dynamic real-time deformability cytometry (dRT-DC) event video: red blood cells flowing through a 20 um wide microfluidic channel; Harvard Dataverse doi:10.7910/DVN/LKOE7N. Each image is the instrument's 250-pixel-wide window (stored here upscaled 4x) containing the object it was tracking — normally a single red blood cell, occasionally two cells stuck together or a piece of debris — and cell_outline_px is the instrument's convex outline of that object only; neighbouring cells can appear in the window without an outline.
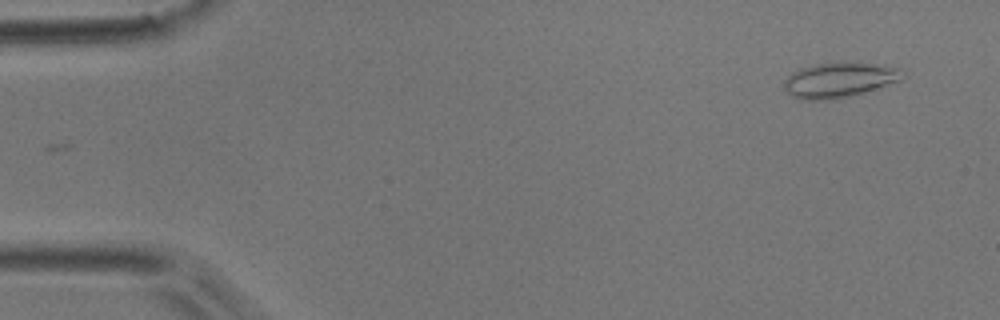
{"species": "common noctule bat (a hibernating species)", "species_latin": "Nyctalus noctula", "temperature_condition": "room temperature", "stored_images_in_passage": 19, "camera_frame_rate_fps": 3000, "um_per_image_px": 0.085, "animal": {"sex": "male", "body_mass_g": 17.9}, "frame": {"image": 1, "passage_image": 1, "time_ms": 0.0, "image_size_px": [1000, 320], "cell_outline_px": [[908, 76], [900, 80], [880, 88], [848, 96], [824, 100], [808, 100], [792, 96], [784, 88], [784, 80], [792, 72], [800, 68], [816, 64], [844, 60], [880, 64], [900, 68]], "centroid_in_image_um": [71.4, 6.76], "position_along_channel_um": 13.6, "area_um2": 24.68}}
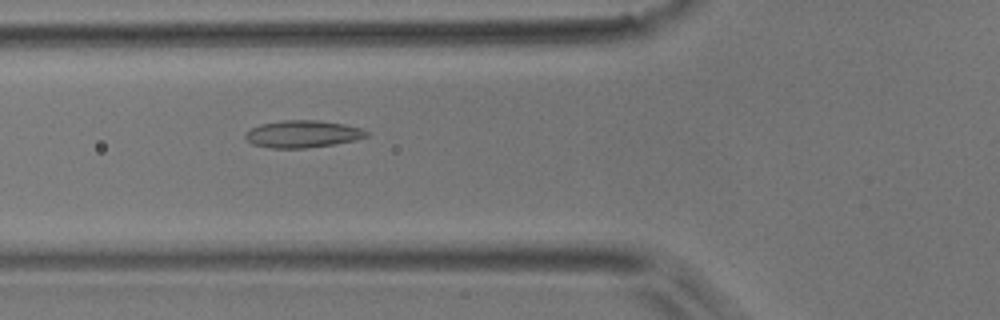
{"frame": {"image": 2, "passage_image": 16, "time_ms": 5.0, "image_size_px": [1000, 320], "cell_outline_px": [[368, 136], [356, 140], [308, 148], [272, 148], [252, 144], [244, 136], [252, 128], [260, 124], [284, 120], [320, 120], [344, 124], [360, 128], [368, 132]], "centroid_in_image_um": [25.74, 11.39], "position_along_channel_um": 100.1, "area_um2": 19.07}}
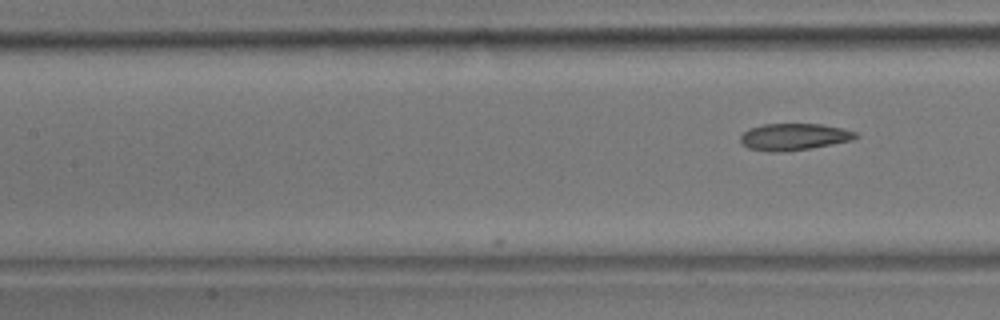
{"frame": {"image": 3, "passage_image": 19, "time_ms": 6.0, "image_size_px": [1000, 320], "cell_outline_px": [[860, 136], [852, 140], [812, 148], [784, 152], [772, 152], [748, 148], [740, 140], [740, 136], [748, 128], [764, 124], [824, 124], [844, 128], [856, 132]], "centroid_in_image_um": [67.51, 11.62], "position_along_channel_um": 139.9, "area_um2": 18.15}}